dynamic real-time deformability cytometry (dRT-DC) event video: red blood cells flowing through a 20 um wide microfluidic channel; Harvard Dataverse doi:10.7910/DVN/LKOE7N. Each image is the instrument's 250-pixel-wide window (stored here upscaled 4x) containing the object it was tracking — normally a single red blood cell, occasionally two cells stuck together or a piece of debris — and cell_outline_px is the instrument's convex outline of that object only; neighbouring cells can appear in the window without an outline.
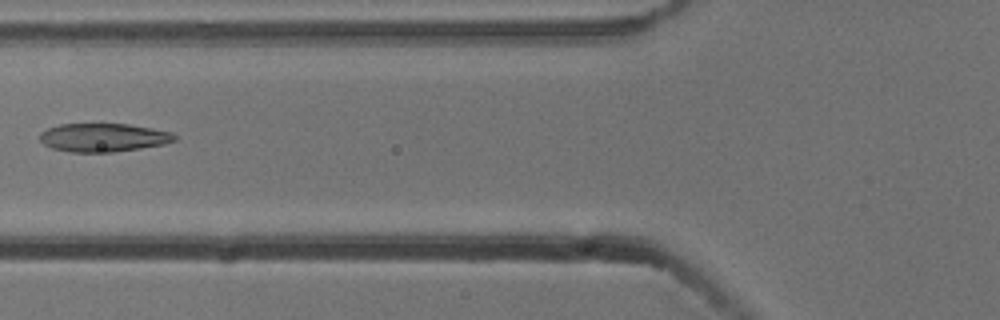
{"species": "common noctule bat (a hibernating species)", "species_latin": "Nyctalus noctula", "temperature_condition": "cold", "stored_images_in_passage": 5, "camera_frame_rate_fps": 3000, "um_per_image_px": 0.085, "animal": {"sex": "male", "body_mass_g": 13.3}, "frame": {"image": 1, "passage_image": 5, "time_ms": 1.333, "image_size_px": [1000, 320], "cell_outline_px": [[176, 140], [164, 144], [140, 148], [112, 152], [68, 152], [52, 148], [44, 144], [40, 140], [40, 132], [48, 128], [60, 124], [128, 124], [152, 128], [172, 132], [176, 136]], "centroid_in_image_um": [8.78, 11.69], "position_along_channel_um": 117.0, "area_um2": 22.31}}